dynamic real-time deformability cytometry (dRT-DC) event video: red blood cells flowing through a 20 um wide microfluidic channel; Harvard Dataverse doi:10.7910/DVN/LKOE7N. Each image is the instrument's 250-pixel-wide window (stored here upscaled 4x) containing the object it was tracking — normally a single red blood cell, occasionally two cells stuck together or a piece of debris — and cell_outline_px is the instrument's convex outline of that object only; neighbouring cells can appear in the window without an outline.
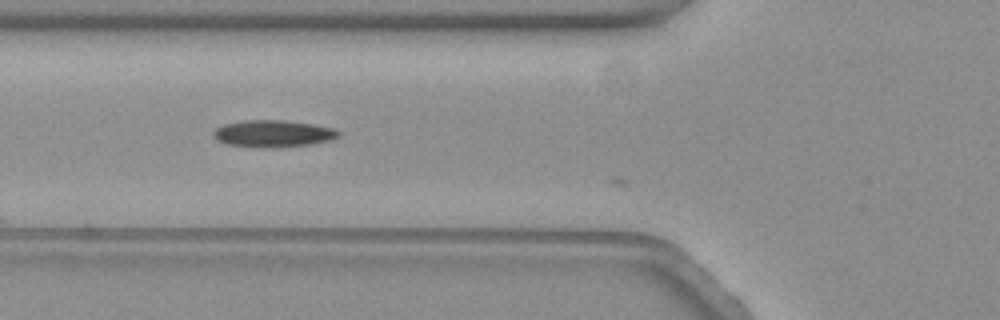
{"species": "common noctule bat (a hibernating species)", "species_latin": "Nyctalus noctula", "temperature_condition": "warm", "stored_images_in_passage": 24, "camera_frame_rate_fps": 3000, "um_per_image_px": 0.085, "animal": {"sex": "female", "body_mass_g": 19.3, "forearm_length_mm": 54.1}, "frame": {"image": 1, "passage_image": 6, "time_ms": 1.667, "image_size_px": [1000, 320], "cell_outline_px": [[340, 136], [332, 140], [312, 144], [264, 148], [256, 148], [224, 144], [216, 140], [212, 136], [212, 132], [216, 128], [224, 124], [244, 120], [280, 120], [312, 124], [336, 128], [340, 132]], "centroid_in_image_um": [23.19, 11.37], "position_along_channel_um": 102.6, "area_um2": 19.94}}
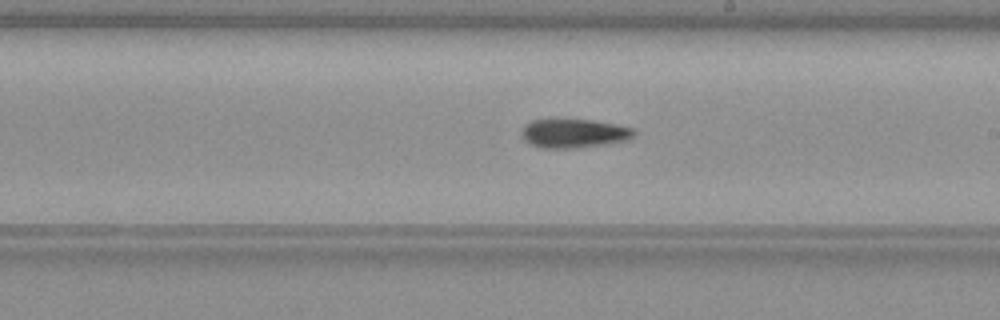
{"frame": {"image": 2, "passage_image": 18, "time_ms": 5.667, "image_size_px": [1000, 320], "cell_outline_px": [[636, 132], [628, 140], [604, 144], [576, 148], [544, 148], [532, 144], [524, 140], [520, 132], [524, 124], [532, 120], [556, 116], [592, 120], [636, 128]], "centroid_in_image_um": [48.73, 11.28], "position_along_channel_um": 240.3, "area_um2": 19.71}}
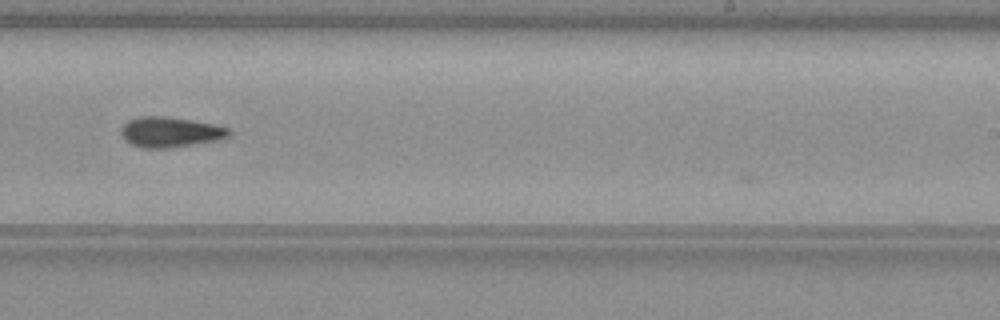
{"frame": {"image": 3, "passage_image": 21, "time_ms": 6.667, "image_size_px": [1000, 320], "cell_outline_px": [[232, 132], [228, 136], [220, 140], [172, 148], [140, 148], [124, 140], [120, 132], [120, 128], [128, 120], [140, 116], [164, 116], [192, 120], [212, 124], [228, 128]], "centroid_in_image_um": [14.45, 11.23], "position_along_channel_um": 274.6, "area_um2": 19.25}}